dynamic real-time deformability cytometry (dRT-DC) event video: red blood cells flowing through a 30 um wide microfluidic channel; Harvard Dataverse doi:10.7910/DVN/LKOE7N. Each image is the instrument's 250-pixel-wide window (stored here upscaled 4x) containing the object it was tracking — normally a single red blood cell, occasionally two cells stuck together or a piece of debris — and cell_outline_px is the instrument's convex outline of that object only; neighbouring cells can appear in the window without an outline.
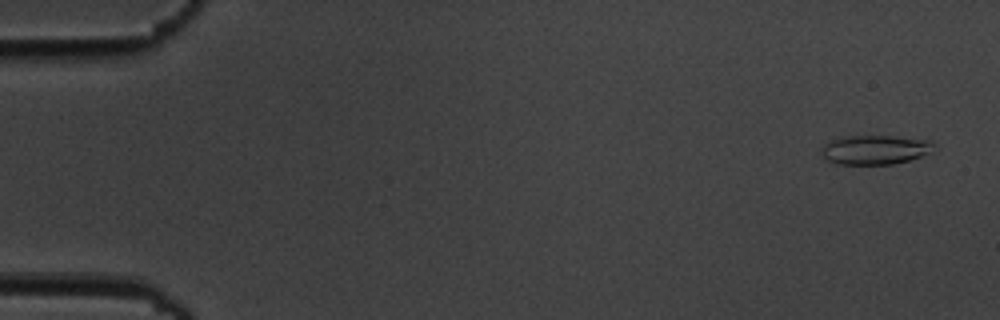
{"species": "common noctule bat (a hibernating species)", "species_latin": "Nyctalus noctula", "temperature_condition": "cold", "stored_images_in_passage": 5, "camera_frame_rate_fps": 3000, "um_per_image_px": 0.085, "animal": {"sex": "male", "body_mass_g": 19.5, "forearm_length_mm": 54.6}, "frame": {"image": 1, "passage_image": 1, "time_ms": 0.0, "image_size_px": [1000, 320], "cell_outline_px": [[936, 144], [928, 152], [920, 156], [908, 160], [892, 164], [836, 164], [828, 160], [820, 152], [820, 148], [828, 140], [844, 136], [892, 136], [932, 140]], "centroid_in_image_um": [74.33, 12.71], "position_along_channel_um": 10.7, "area_um2": 19.19}}